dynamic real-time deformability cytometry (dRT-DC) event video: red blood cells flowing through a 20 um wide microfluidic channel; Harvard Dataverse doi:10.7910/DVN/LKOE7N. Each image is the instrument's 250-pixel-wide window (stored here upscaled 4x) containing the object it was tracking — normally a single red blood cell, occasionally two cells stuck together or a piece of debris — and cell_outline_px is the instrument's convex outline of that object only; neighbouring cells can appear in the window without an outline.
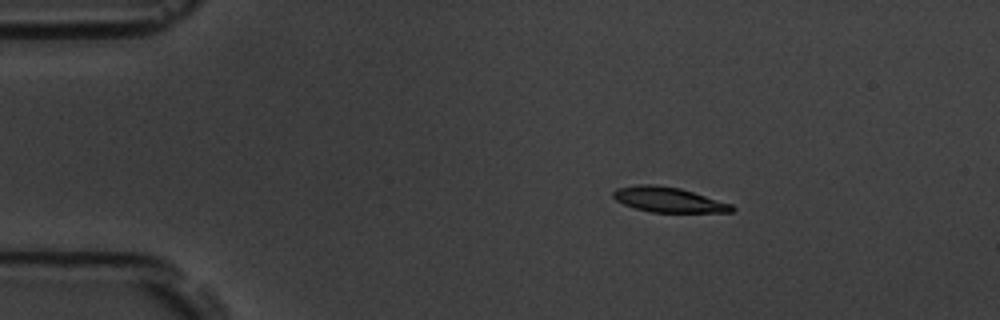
{"species": "common noctule bat (a hibernating species)", "species_latin": "Nyctalus noctula", "temperature_condition": "room temperature", "stored_images_in_passage": 48, "camera_frame_rate_fps": 3000, "um_per_image_px": 0.085, "animal": {"sex": "male", "body_mass_g": 19.5, "forearm_length_mm": 54.6}, "frame": {"image": 1, "passage_image": 1, "time_ms": 0.0, "image_size_px": [1000, 320], "cell_outline_px": [[736, 208], [732, 212], [652, 212], [636, 208], [624, 204], [616, 200], [612, 196], [612, 192], [616, 188], [636, 184], [652, 184], [680, 188], [732, 204]], "centroid_in_image_um": [56.8, 16.96], "position_along_channel_um": 28.2, "area_um2": 17.28}}
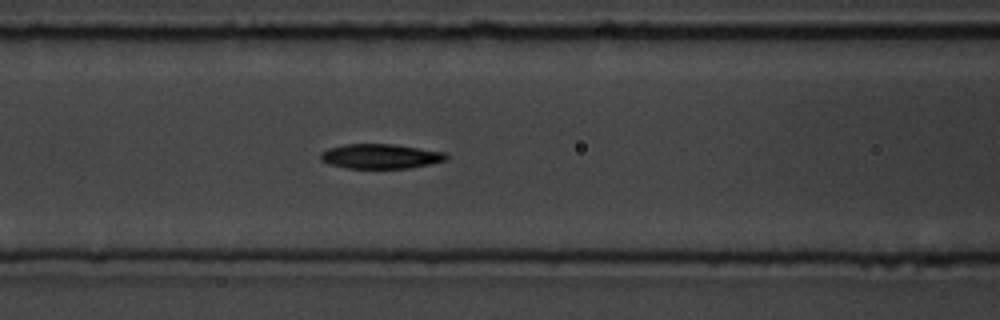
{"frame": {"image": 2, "passage_image": 15, "time_ms": 4.667, "image_size_px": [1000, 320], "cell_outline_px": [[448, 160], [408, 168], [344, 168], [328, 164], [320, 160], [320, 152], [328, 148], [344, 144], [392, 144], [448, 152]], "centroid_in_image_um": [32.33, 13.28], "position_along_channel_um": 134.3, "area_um2": 18.26}}
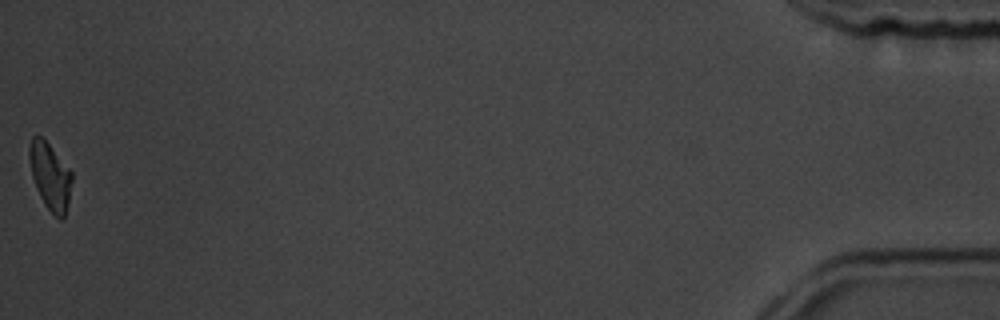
{"frame": {"image": 3, "passage_image": 48, "time_ms": 15.667, "image_size_px": [1000, 320], "cell_outline_px": [[72, 180], [68, 204], [64, 220], [60, 220], [44, 204], [36, 188], [32, 176], [28, 156], [28, 148], [32, 136], [40, 136], [48, 144], [72, 172]], "centroid_in_image_um": [4.25, 15.0], "position_along_channel_um": 430.9, "area_um2": 16.47}, "authors_computed_cell_mechanics": {"area_um2": 17.8313, "velocity_mm_per_s": 3.6041, "shape_relaxation_time_tau1_ms": 3.1549, "shape_relaxation_time_tau2_ms": null, "deformation_change_tau1": 0.1401, "deformation_change_tau2": null}}